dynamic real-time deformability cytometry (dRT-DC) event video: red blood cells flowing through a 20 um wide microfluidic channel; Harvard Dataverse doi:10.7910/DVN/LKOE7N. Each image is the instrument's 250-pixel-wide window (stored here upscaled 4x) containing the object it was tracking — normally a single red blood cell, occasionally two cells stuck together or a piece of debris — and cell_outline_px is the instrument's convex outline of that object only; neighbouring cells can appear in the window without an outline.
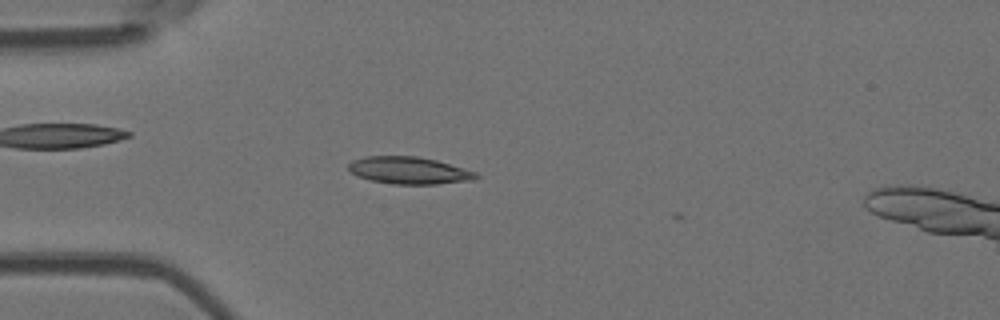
{"species": "Egyptian fruit bat (a non-hibernating species)", "species_latin": "Rousettus aegyptiacus", "temperature_condition": "room temperature", "stored_images_in_passage": 7, "camera_frame_rate_fps": 3000, "um_per_image_px": 0.085, "animal": {"sex": "female"}, "frame": {"image": 1, "passage_image": 6, "time_ms": 6.0, "image_size_px": [1000, 320], "cell_outline_px": [[480, 176], [476, 180], [436, 184], [392, 184], [372, 180], [356, 176], [348, 168], [348, 164], [352, 160], [364, 156], [416, 156], [436, 160], [476, 172]], "centroid_in_image_um": [34.77, 14.49], "position_along_channel_um": 50.2, "area_um2": 20.23}}